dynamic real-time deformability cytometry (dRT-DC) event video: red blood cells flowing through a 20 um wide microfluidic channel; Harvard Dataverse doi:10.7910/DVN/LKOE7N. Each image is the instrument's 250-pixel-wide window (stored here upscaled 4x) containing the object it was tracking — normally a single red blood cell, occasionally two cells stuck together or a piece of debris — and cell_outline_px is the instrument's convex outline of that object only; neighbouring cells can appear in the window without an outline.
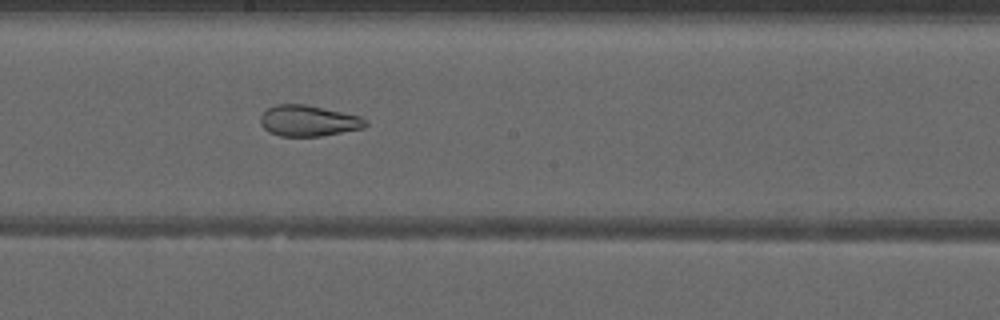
{"species": "common noctule bat (a hibernating species)", "species_latin": "Nyctalus noctula", "temperature_condition": "warm", "stored_images_in_passage": 52, "camera_frame_rate_fps": 3000, "um_per_image_px": 0.085, "animal": {"sex": "male", "forearm_length_mm": 52.5}, "frame": {"image": 1, "passage_image": 30, "time_ms": 9.667, "image_size_px": [1000, 320], "cell_outline_px": [[368, 124], [364, 128], [320, 136], [280, 136], [268, 132], [260, 124], [260, 116], [268, 108], [276, 104], [304, 104], [360, 116], [368, 120]], "centroid_in_image_um": [26.21, 10.27], "position_along_channel_um": 222.0, "area_um2": 18.96}, "authors_computed_cell_mechanics": {"area_um2": 24.6806, "velocity_mm_per_s": 4.0215, "shape_relaxation_time_tau1_ms": null, "shape_relaxation_time_tau2_ms": 1.8393, "deformation_change_tau1": null, "deformation_change_tau2": 0.089}}